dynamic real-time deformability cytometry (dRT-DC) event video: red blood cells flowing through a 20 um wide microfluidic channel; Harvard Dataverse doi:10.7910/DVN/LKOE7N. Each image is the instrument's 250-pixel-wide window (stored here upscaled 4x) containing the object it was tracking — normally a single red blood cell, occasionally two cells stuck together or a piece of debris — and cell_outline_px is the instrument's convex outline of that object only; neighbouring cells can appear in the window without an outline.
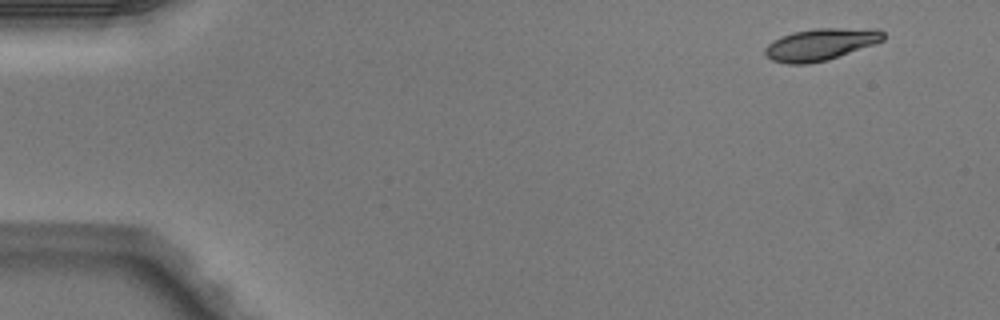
{"species": "Egyptian fruit bat (a non-hibernating species)", "species_latin": "Rousettus aegyptiacus", "temperature_condition": "warm", "stored_images_in_passage": 4, "camera_frame_rate_fps": 3000, "um_per_image_px": 0.085, "animal": {"sex": "male"}, "frame": {"image": 1, "passage_image": 1, "time_ms": 0.0, "image_size_px": [1000, 320], "cell_outline_px": [[884, 40], [828, 60], [808, 64], [788, 64], [772, 60], [764, 52], [764, 48], [772, 40], [780, 36], [792, 32], [816, 28], [880, 28], [884, 32]], "centroid_in_image_um": [69.75, 3.76], "position_along_channel_um": 15.3, "area_um2": 22.14}}
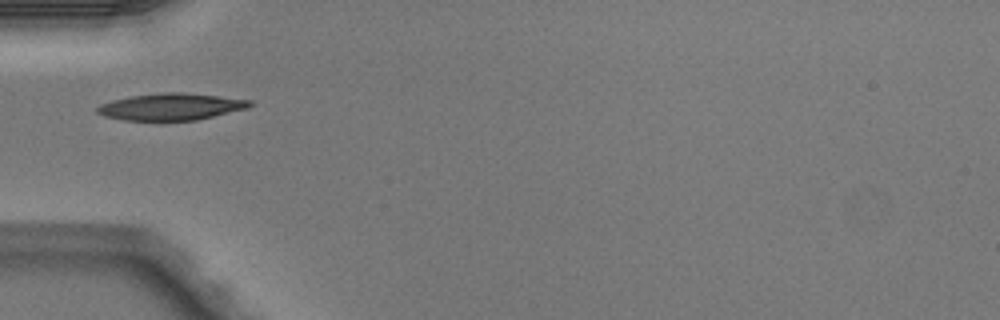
{"frame": {"image": 2, "passage_image": 4, "time_ms": 1.0, "image_size_px": [1000, 320], "cell_outline_px": [[252, 104], [248, 108], [196, 120], [124, 120], [104, 116], [96, 112], [96, 108], [100, 104], [112, 100], [132, 96], [160, 92], [184, 92], [252, 100]], "centroid_in_image_um": [14.53, 9.06], "position_along_channel_um": 70.5, "area_um2": 23.76}}